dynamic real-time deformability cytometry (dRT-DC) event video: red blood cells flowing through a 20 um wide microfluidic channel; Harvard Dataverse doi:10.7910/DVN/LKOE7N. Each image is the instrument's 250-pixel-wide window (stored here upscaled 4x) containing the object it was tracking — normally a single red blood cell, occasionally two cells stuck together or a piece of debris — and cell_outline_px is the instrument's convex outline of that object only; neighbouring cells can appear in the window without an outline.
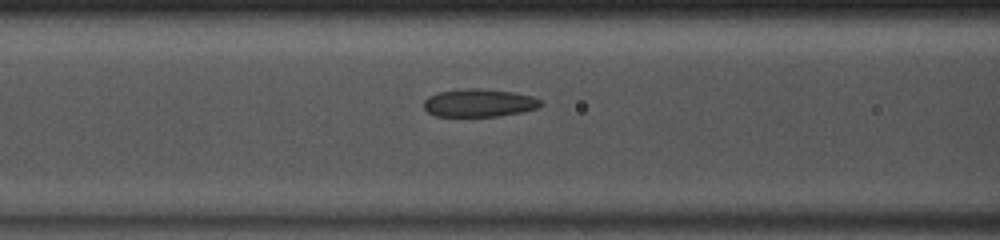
{"species": "common noctule bat (a hibernating species)", "species_latin": "Nyctalus noctula", "temperature_condition": "room temperature", "stored_images_in_passage": 42, "camera_frame_rate_fps": 3000, "um_per_image_px": 0.085, "animal": {"sex": "male", "body_mass_g": 13.0, "forearm_length_mm": 53.1}, "frame": {"image": 1, "passage_image": 13, "time_ms": 4.0, "image_size_px": [1000, 240], "cell_outline_px": [[544, 104], [536, 108], [520, 112], [496, 116], [436, 116], [428, 112], [424, 108], [424, 100], [428, 96], [436, 92], [468, 88], [480, 88], [512, 92], [532, 96], [540, 100]], "centroid_in_image_um": [40.69, 8.74], "position_along_channel_um": 125.9, "area_um2": 18.96}}
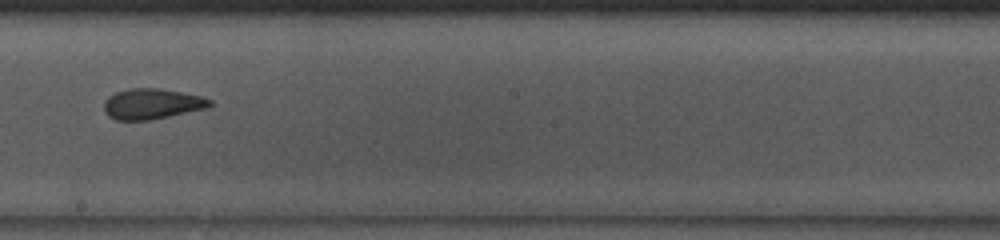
{"frame": {"image": 2, "passage_image": 21, "time_ms": 6.667, "image_size_px": [1000, 240], "cell_outline_px": [[212, 104], [208, 108], [148, 120], [116, 120], [108, 116], [104, 112], [104, 104], [108, 96], [116, 92], [132, 88], [160, 88], [200, 96], [212, 100]], "centroid_in_image_um": [12.9, 8.83], "position_along_channel_um": 235.3, "area_um2": 18.73}}
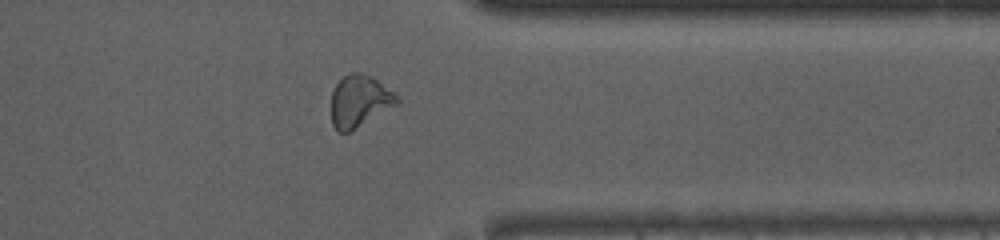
{"frame": {"image": 3, "passage_image": 32, "time_ms": 10.333, "image_size_px": [1000, 240], "cell_outline_px": [[400, 100], [396, 104], [348, 132], [340, 132], [332, 124], [332, 92], [336, 84], [348, 72], [360, 72], [376, 80], [392, 92]], "centroid_in_image_um": [30.51, 8.57], "position_along_channel_um": 380.9, "area_um2": 19.07}, "authors_computed_cell_mechanics": {"area_um2": 19.5942, "velocity_mm_per_s": 4.0882, "shape_relaxation_time_tau1_ms": null, "shape_relaxation_time_tau2_ms": 1.6835, "deformation_change_tau1": null, "deformation_change_tau2": 0.084}}